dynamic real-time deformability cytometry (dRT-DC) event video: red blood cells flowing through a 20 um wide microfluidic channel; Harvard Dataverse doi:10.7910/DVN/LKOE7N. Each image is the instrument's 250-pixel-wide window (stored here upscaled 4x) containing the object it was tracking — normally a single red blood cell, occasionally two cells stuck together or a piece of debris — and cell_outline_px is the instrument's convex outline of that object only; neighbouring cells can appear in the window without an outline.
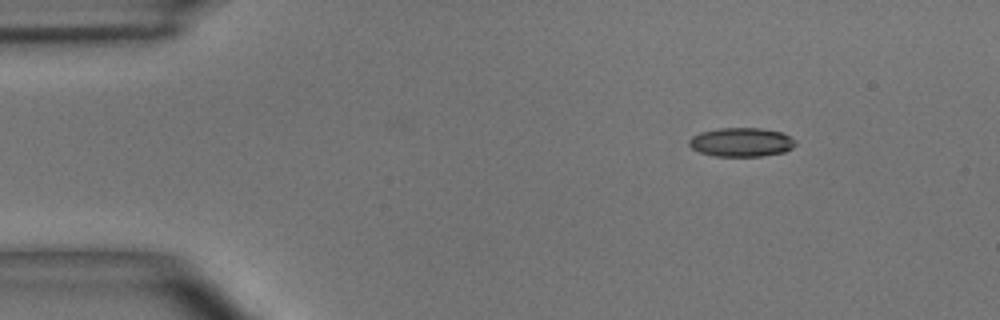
{"species": "common noctule bat (a hibernating species)", "species_latin": "Nyctalus noctula", "temperature_condition": "room temperature", "stored_images_in_passage": 11, "camera_frame_rate_fps": 3000, "um_per_image_px": 0.085, "animal": {"sex": "male", "body_mass_g": 15.6}, "frame": {"image": 1, "passage_image": 5, "time_ms": 1.333, "image_size_px": [1000, 320], "cell_outline_px": [[788, 148], [776, 152], [712, 152], [712, 132], [776, 132], [784, 136]], "centroid_in_image_um": [63.59, 12.08], "position_along_channel_um": 21.4, "area_um2": 10.4}}